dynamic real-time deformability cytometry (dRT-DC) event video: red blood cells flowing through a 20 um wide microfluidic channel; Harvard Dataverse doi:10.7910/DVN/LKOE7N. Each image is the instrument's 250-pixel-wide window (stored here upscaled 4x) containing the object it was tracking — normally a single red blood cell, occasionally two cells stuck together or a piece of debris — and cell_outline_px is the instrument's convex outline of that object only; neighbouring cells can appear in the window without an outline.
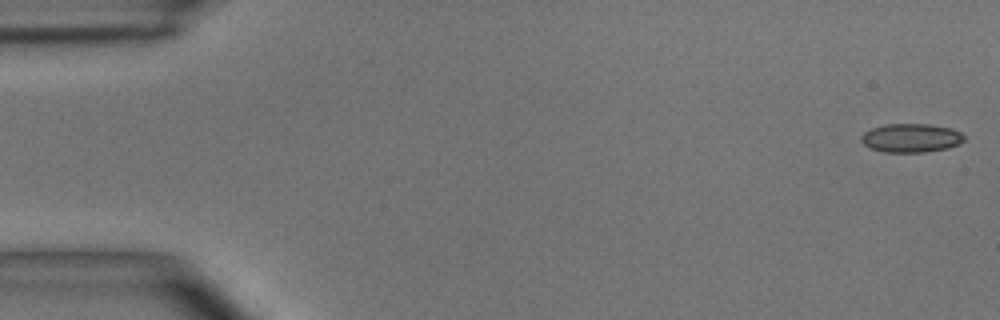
{"species": "common noctule bat (a hibernating species)", "species_latin": "Nyctalus noctula", "temperature_condition": "room temperature", "stored_images_in_passage": 50, "camera_frame_rate_fps": 3000, "um_per_image_px": 0.085, "animal": {"sex": "male", "body_mass_g": 15.6}, "frame": {"image": 1, "passage_image": 1, "time_ms": 0.0, "image_size_px": [1000, 320], "cell_outline_px": [[964, 140], [960, 144], [948, 148], [924, 152], [884, 152], [872, 148], [864, 144], [860, 140], [860, 136], [864, 132], [872, 128], [888, 124], [928, 124], [952, 128], [960, 132], [964, 136]], "centroid_in_image_um": [77.45, 11.72], "position_along_channel_um": 7.5, "area_um2": 17.22}}
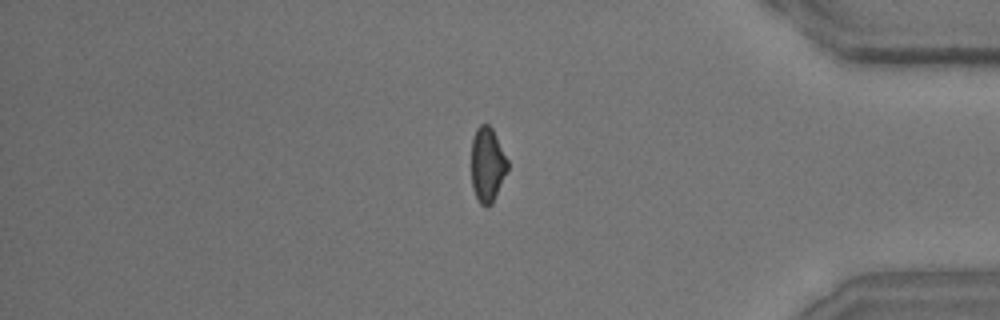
{"frame": {"image": 2, "passage_image": 42, "time_ms": 13.667, "image_size_px": [1000, 320], "cell_outline_px": [[508, 168], [492, 204], [488, 208], [484, 208], [480, 204], [472, 188], [472, 140], [476, 128], [480, 124], [488, 124], [492, 128], [508, 160]], "centroid_in_image_um": [41.42, 14.02], "position_along_channel_um": 393.8, "area_um2": 15.78}}
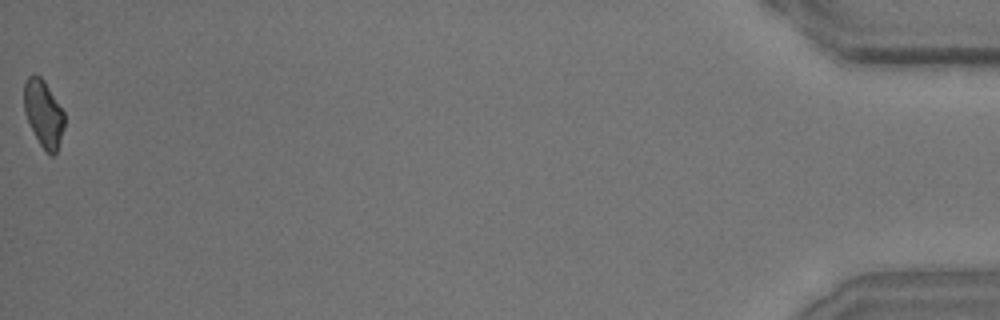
{"frame": {"image": 3, "passage_image": 50, "time_ms": 16.333, "image_size_px": [1000, 320], "cell_outline_px": [[64, 128], [56, 152], [52, 156], [40, 144], [24, 112], [24, 80], [28, 76], [40, 76], [44, 80], [64, 112]], "centroid_in_image_um": [3.7, 9.62], "position_along_channel_um": 431.5, "area_um2": 15.37}, "authors_computed_cell_mechanics": {"area_um2": 16.9065, "velocity_mm_per_s": 3.9843, "shape_relaxation_time_tau1_ms": null, "shape_relaxation_time_tau2_ms": 2.4387, "deformation_change_tau1": null, "deformation_change_tau2": 0.0872}}